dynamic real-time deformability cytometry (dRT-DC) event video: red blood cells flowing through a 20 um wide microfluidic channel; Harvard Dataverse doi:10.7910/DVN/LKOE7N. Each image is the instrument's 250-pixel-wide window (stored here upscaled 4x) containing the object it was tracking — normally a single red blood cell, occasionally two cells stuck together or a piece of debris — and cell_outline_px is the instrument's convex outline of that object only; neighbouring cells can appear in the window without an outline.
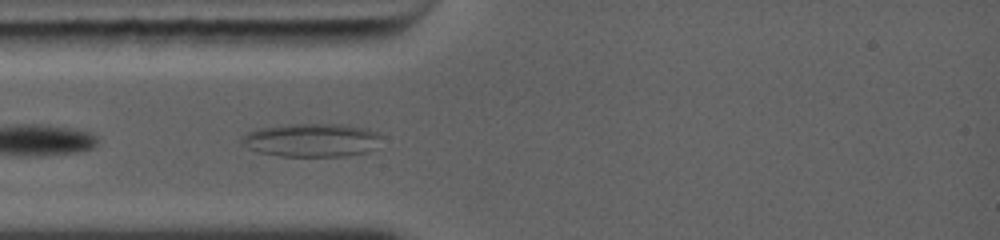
{"species": "common noctule bat (a hibernating species)", "species_latin": "Nyctalus noctula", "temperature_condition": "warm", "stored_images_in_passage": 5, "camera_frame_rate_fps": 5000, "um_per_image_px": 0.085, "animal": {"sex": "female", "body_mass_g": 19.0, "forearm_length_mm": 56.7}, "frame": {"image": 1, "passage_image": 3, "time_ms": 0.8, "image_size_px": [1000, 240], "cell_outline_px": [[380, 136], [372, 148], [368, 152], [344, 156], [280, 156], [260, 152], [248, 148], [240, 140], [244, 136], [252, 132], [268, 128], [296, 124], [328, 124], [356, 128], [376, 132]], "centroid_in_image_um": [26.46, 11.94], "position_along_channel_um": 58.5, "area_um2": 25.89}}